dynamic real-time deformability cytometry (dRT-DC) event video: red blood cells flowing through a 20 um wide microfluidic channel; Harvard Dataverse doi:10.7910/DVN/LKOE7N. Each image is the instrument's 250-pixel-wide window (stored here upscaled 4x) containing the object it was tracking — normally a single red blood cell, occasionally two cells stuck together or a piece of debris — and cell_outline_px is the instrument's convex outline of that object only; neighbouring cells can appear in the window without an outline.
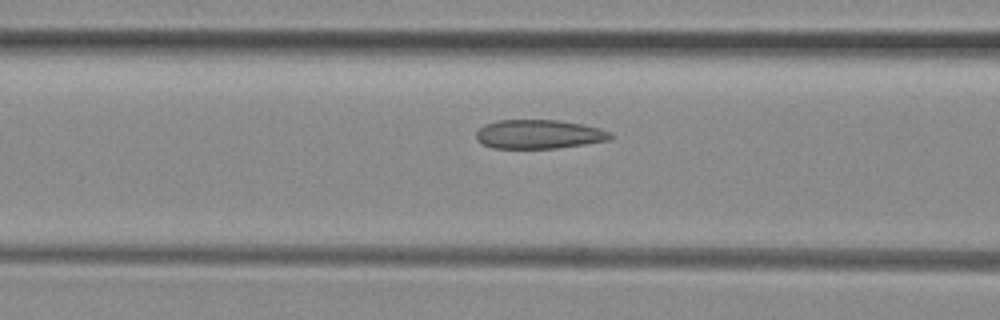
{"species": "common noctule bat (a hibernating species)", "species_latin": "Nyctalus noctula", "temperature_condition": "room temperature", "stored_images_in_passage": 17, "camera_frame_rate_fps": 3000, "um_per_image_px": 0.085, "animal": {"sex": "female", "body_mass_g": 29.2, "forearm_length_mm": 56.3}, "frame": {"image": 1, "passage_image": 15, "time_ms": 4.667, "image_size_px": [1000, 320], "cell_outline_px": [[612, 136], [608, 140], [584, 144], [556, 148], [492, 148], [476, 140], [476, 132], [484, 124], [496, 120], [556, 120], [584, 124], [600, 128], [612, 132]], "centroid_in_image_um": [45.8, 11.4], "position_along_channel_um": 120.8, "area_um2": 22.72}}